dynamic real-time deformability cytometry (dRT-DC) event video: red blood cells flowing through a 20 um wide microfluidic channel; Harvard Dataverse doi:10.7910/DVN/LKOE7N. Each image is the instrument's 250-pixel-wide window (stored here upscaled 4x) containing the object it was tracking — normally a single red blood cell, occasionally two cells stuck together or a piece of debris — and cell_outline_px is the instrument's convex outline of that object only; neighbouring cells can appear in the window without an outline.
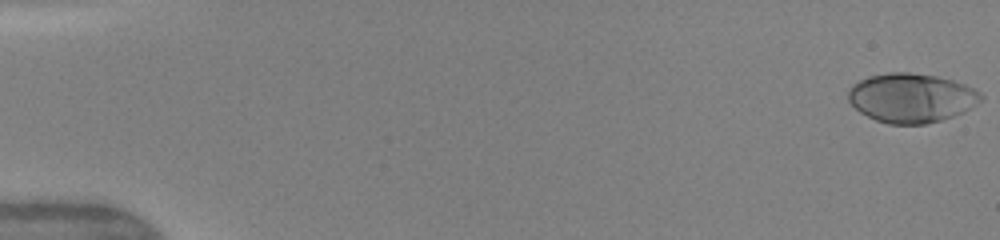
{"species": "human", "species_latin": "Homo sapiens", "temperature_condition": "warm", "stored_images_in_passage": 49, "camera_frame_rate_fps": 3000, "um_per_image_px": 0.085, "donor": {"sex": "female"}, "frame": {"image": 1, "passage_image": 1, "time_ms": 0.0, "image_size_px": [1000, 240], "cell_outline_px": [[984, 96], [976, 104], [952, 116], [940, 120], [924, 124], [888, 124], [876, 120], [860, 112], [848, 100], [848, 88], [852, 84], [868, 76], [888, 72], [908, 72], [936, 76], [952, 80], [964, 84], [980, 92]], "centroid_in_image_um": [77.42, 8.31], "position_along_channel_um": 7.6, "area_um2": 37.8}}
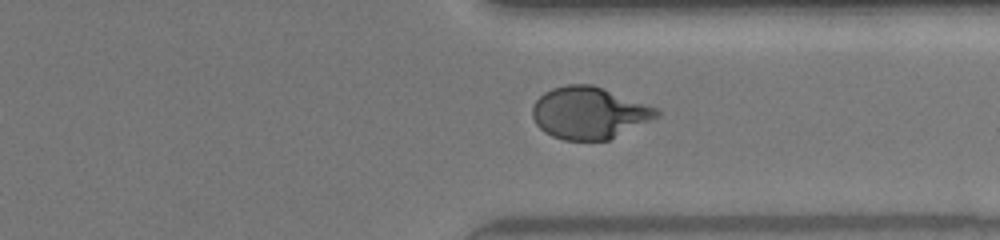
{"frame": {"image": 2, "passage_image": 38, "time_ms": 12.333, "image_size_px": [1000, 240], "cell_outline_px": [[660, 116], [608, 140], [564, 140], [552, 136], [544, 132], [536, 124], [532, 116], [532, 108], [536, 100], [544, 92], [552, 88], [568, 84], [592, 84], [656, 108], [660, 112]], "centroid_in_image_um": [50.04, 9.6], "position_along_channel_um": 361.4, "area_um2": 37.34}}
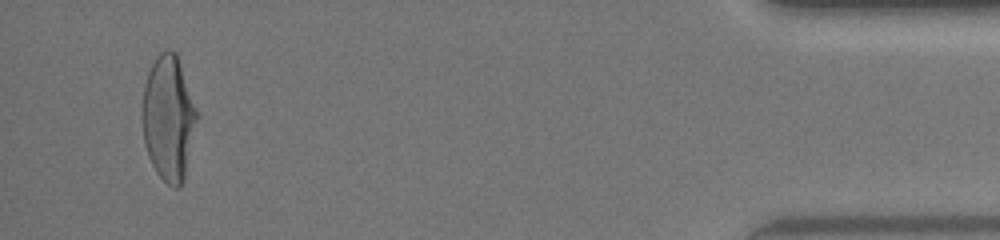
{"frame": {"image": 3, "passage_image": 47, "time_ms": 15.333, "image_size_px": [1000, 240], "cell_outline_px": [[196, 120], [184, 180], [180, 188], [176, 188], [168, 184], [156, 172], [148, 156], [144, 144], [140, 116], [140, 112], [144, 84], [148, 72], [156, 56], [160, 52], [168, 48], [176, 52], [196, 108]], "centroid_in_image_um": [14.27, 10.02], "position_along_channel_um": 420.9, "area_um2": 39.82}, "authors_computed_cell_mechanics": {"area_um2": 36.8764, "velocity_mm_per_s": 4.1815, "shape_relaxation_time_tau1_ms": 3.7878, "shape_relaxation_time_tau2_ms": null, "deformation_change_tau1": 0.2079, "deformation_change_tau2": null}}